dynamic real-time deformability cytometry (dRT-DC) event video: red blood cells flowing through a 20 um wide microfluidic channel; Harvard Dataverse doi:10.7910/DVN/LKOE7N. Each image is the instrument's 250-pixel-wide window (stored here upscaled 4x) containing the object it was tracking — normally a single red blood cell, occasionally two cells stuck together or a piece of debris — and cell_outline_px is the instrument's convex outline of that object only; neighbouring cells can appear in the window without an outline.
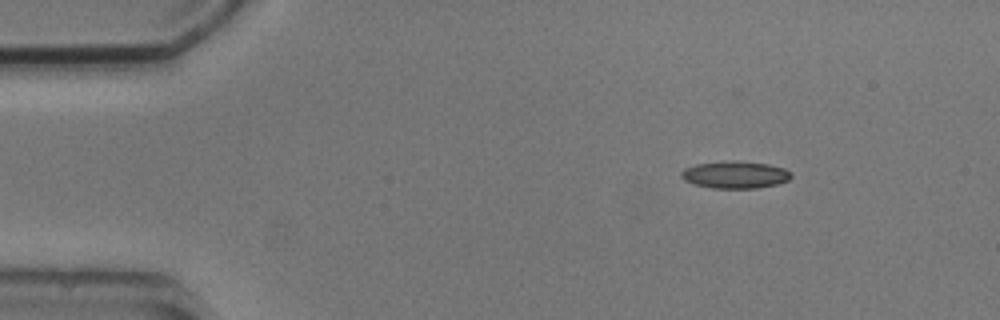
{"species": "common noctule bat (a hibernating species)", "species_latin": "Nyctalus noctula", "temperature_condition": "cold", "stored_images_in_passage": 4, "camera_frame_rate_fps": 3000, "um_per_image_px": 0.085, "animal": {"sex": "male", "body_mass_g": 20.5, "forearm_length_mm": 52.5}, "frame": {"image": 1, "passage_image": 1, "time_ms": 0.0, "image_size_px": [1000, 320], "cell_outline_px": [[792, 176], [788, 180], [776, 184], [756, 188], [712, 188], [696, 184], [684, 180], [680, 176], [680, 172], [684, 168], [696, 164], [736, 160], [768, 164], [784, 168], [792, 172]], "centroid_in_image_um": [62.49, 14.84], "position_along_channel_um": 22.5, "area_um2": 17.4}}
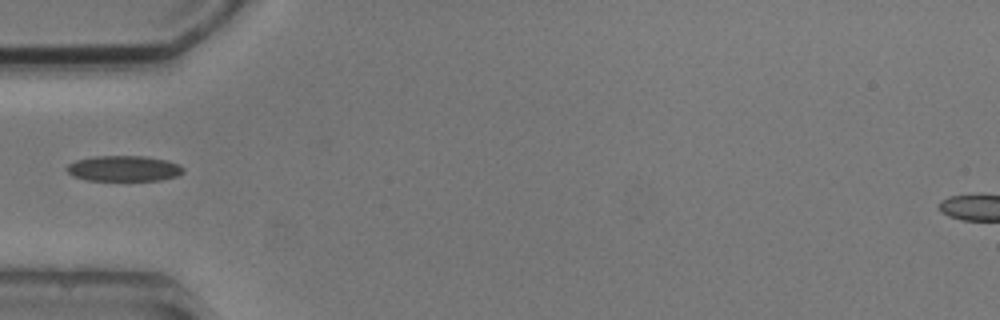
{"frame": {"image": 2, "passage_image": 3, "time_ms": 3.333, "image_size_px": [1000, 320], "cell_outline_px": [[184, 172], [176, 176], [160, 180], [84, 180], [72, 176], [64, 168], [68, 164], [76, 160], [96, 156], [144, 156], [168, 160], [180, 164], [184, 168]], "centroid_in_image_um": [10.52, 14.32], "position_along_channel_um": 74.5, "area_um2": 17.51}}